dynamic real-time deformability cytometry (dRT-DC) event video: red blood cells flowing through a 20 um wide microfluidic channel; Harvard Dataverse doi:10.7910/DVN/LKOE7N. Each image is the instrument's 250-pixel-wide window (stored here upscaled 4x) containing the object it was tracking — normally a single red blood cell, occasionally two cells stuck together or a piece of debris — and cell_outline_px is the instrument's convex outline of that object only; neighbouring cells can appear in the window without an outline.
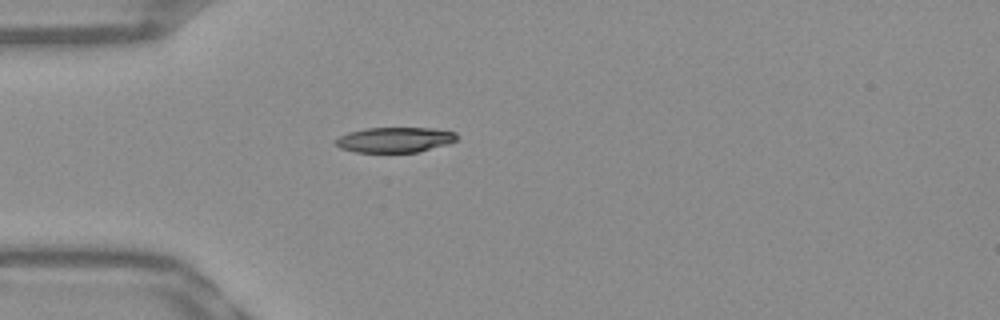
{"species": "Egyptian fruit bat (a non-hibernating species)", "species_latin": "Rousettus aegyptiacus", "temperature_condition": "warm", "stored_images_in_passage": 38, "camera_frame_rate_fps": 3000, "um_per_image_px": 0.085, "frame": {"image": 1, "passage_image": 1, "time_ms": 0.0, "image_size_px": [1000, 320], "cell_outline_px": [[456, 140], [448, 144], [416, 152], [356, 152], [340, 148], [332, 140], [348, 132], [364, 128], [432, 128], [456, 132]], "centroid_in_image_um": [33.52, 11.87], "position_along_channel_um": 51.5, "area_um2": 17.8}}
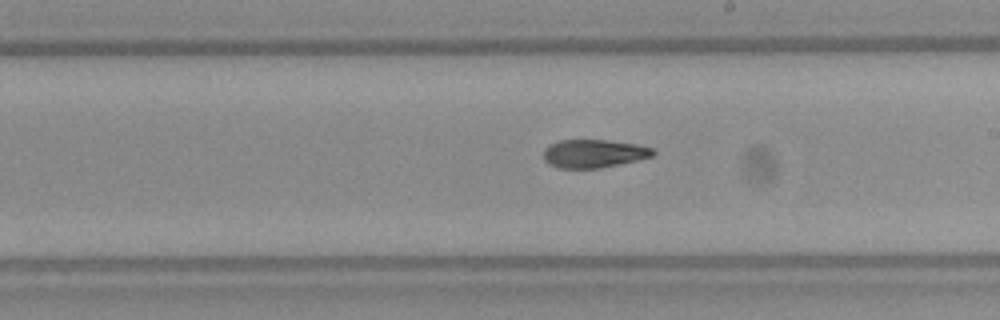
{"frame": {"image": 2, "passage_image": 16, "time_ms": 5.0, "image_size_px": [1000, 320], "cell_outline_px": [[656, 152], [652, 156], [636, 160], [600, 168], [560, 168], [548, 164], [544, 160], [544, 152], [552, 144], [560, 140], [608, 140], [636, 144], [652, 148]], "centroid_in_image_um": [50.48, 13.05], "position_along_channel_um": 238.5, "area_um2": 17.74}}
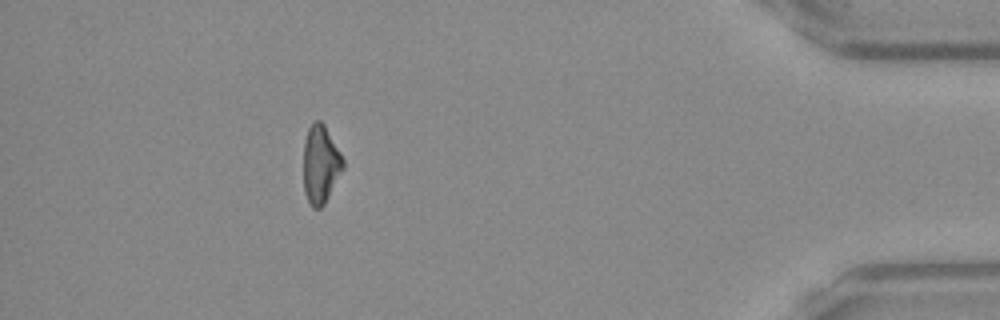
{"frame": {"image": 3, "passage_image": 33, "time_ms": 10.667, "image_size_px": [1000, 320], "cell_outline_px": [[344, 168], [324, 204], [320, 208], [312, 208], [304, 192], [304, 140], [308, 128], [316, 120], [320, 120], [324, 124], [340, 152], [344, 160]], "centroid_in_image_um": [27.25, 13.97], "position_along_channel_um": 408.0, "area_um2": 17.92}, "authors_computed_cell_mechanics": {"area_um2": 18.4671, "velocity_mm_per_s": 3.9236, "shape_relaxation_time_tau1_ms": null, "shape_relaxation_time_tau2_ms": 4.8297, "deformation_change_tau1": null, "deformation_change_tau2": 0.1234}}